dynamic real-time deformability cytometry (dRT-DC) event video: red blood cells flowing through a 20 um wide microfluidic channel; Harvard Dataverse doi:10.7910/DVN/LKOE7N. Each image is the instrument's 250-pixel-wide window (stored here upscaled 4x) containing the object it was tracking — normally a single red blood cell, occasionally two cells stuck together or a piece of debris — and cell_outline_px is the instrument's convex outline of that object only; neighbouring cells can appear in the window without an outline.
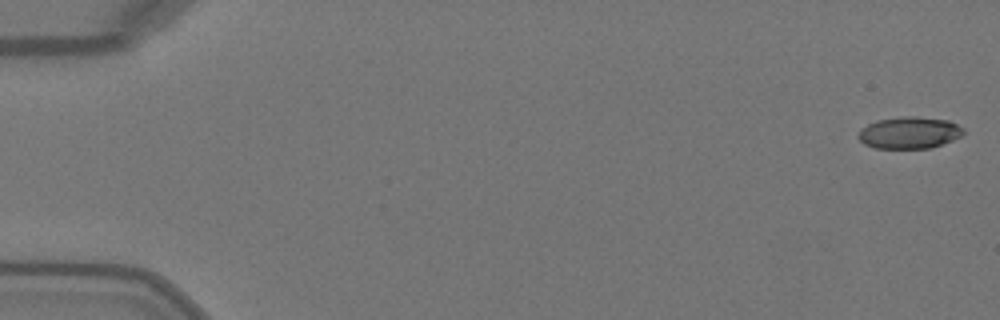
{"species": "Egyptian fruit bat (a non-hibernating species)", "species_latin": "Rousettus aegyptiacus", "temperature_condition": "warm", "stored_images_in_passage": 12, "camera_frame_rate_fps": 3000, "um_per_image_px": 0.085, "animal": {"sex": "female"}, "frame": {"image": 1, "passage_image": 1, "time_ms": 0.0, "image_size_px": [1000, 320], "cell_outline_px": [[964, 132], [960, 136], [952, 140], [932, 148], [876, 148], [864, 144], [856, 136], [860, 128], [876, 120], [900, 116], [916, 116], [948, 120], [964, 128]], "centroid_in_image_um": [77.26, 11.27], "position_along_channel_um": 7.7, "area_um2": 19.65}}